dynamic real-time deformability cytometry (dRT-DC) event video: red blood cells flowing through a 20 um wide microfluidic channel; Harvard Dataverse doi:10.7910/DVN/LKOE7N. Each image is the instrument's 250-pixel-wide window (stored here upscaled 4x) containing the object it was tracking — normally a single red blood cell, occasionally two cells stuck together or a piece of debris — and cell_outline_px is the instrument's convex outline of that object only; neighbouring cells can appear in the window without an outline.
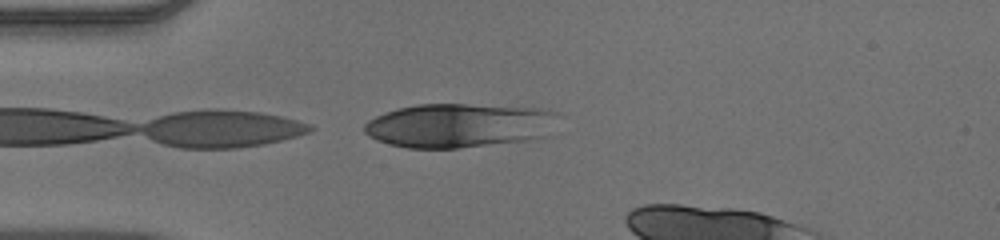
{"species": "human", "species_latin": "Homo sapiens", "temperature_condition": "warm", "stored_images_in_passage": 25, "camera_frame_rate_fps": 3000, "um_per_image_px": 0.085, "donor": {"sex": "male"}, "frame": {"image": 1, "passage_image": 1, "time_ms": 0.0, "image_size_px": [1000, 240], "cell_outline_px": [[560, 112], [552, 136], [528, 140], [460, 148], [408, 148], [388, 144], [376, 140], [368, 136], [364, 132], [364, 124], [368, 120], [384, 112], [396, 108], [416, 104], [464, 104], [540, 108]], "centroid_in_image_um": [39.09, 10.66], "position_along_channel_um": 45.9, "area_um2": 50.75}}
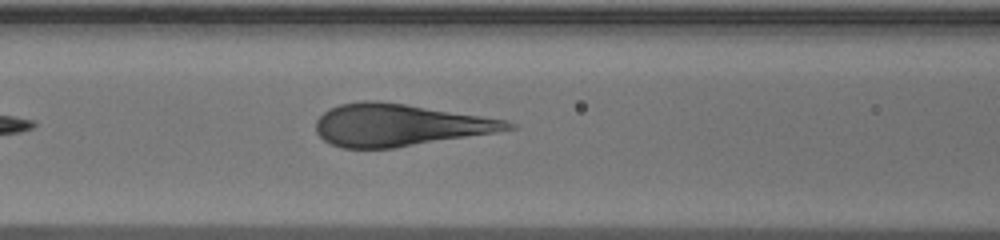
{"frame": {"image": 2, "passage_image": 9, "time_ms": 2.667, "image_size_px": [1000, 240], "cell_outline_px": [[516, 128], [496, 132], [392, 148], [340, 148], [324, 140], [316, 132], [316, 120], [328, 108], [340, 104], [364, 100], [376, 100], [404, 104], [508, 120], [516, 124]], "centroid_in_image_um": [33.91, 10.62], "position_along_channel_um": 132.7, "area_um2": 46.82}}
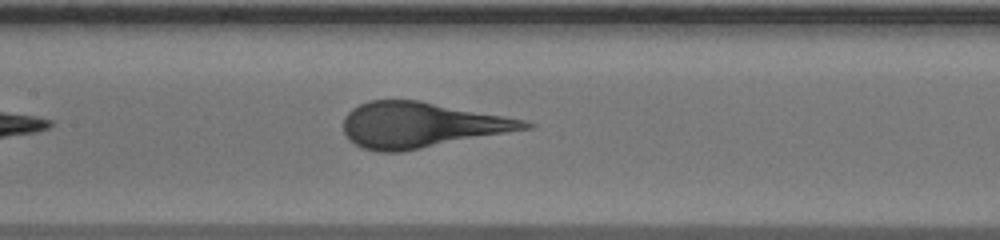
{"frame": {"image": 3, "passage_image": 12, "time_ms": 3.667, "image_size_px": [1000, 240], "cell_outline_px": [[536, 124], [532, 128], [400, 152], [380, 152], [364, 148], [356, 144], [344, 132], [344, 116], [352, 108], [368, 100], [420, 100], [528, 120]], "centroid_in_image_um": [35.83, 10.61], "position_along_channel_um": 171.6, "area_um2": 47.92}}